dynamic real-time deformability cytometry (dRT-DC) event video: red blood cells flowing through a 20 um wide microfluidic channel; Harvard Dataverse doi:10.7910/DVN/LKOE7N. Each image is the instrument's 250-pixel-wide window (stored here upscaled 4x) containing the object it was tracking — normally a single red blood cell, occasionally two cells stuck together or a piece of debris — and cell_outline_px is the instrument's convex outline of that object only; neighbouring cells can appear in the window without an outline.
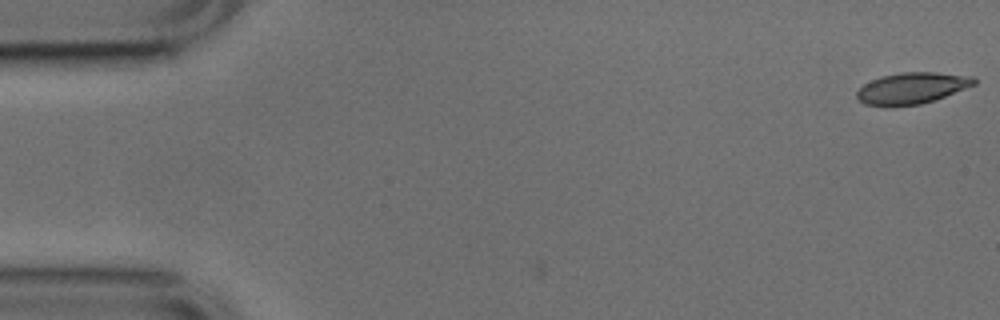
{"species": "common noctule bat (a hibernating species)", "species_latin": "Nyctalus noctula", "temperature_condition": "cold", "stored_images_in_passage": 4, "camera_frame_rate_fps": 3000, "um_per_image_px": 0.085, "animal": {"sex": "male", "body_mass_g": 17.9, "forearm_length_mm": 54.2}, "frame": {"image": 1, "passage_image": 1, "time_ms": 0.0, "image_size_px": [1000, 320], "cell_outline_px": [[976, 84], [944, 96], [920, 104], [884, 108], [864, 104], [856, 96], [856, 92], [864, 84], [880, 76], [900, 72], [936, 72], [972, 76], [976, 80]], "centroid_in_image_um": [77.46, 7.5], "position_along_channel_um": 7.5, "area_um2": 21.56}}